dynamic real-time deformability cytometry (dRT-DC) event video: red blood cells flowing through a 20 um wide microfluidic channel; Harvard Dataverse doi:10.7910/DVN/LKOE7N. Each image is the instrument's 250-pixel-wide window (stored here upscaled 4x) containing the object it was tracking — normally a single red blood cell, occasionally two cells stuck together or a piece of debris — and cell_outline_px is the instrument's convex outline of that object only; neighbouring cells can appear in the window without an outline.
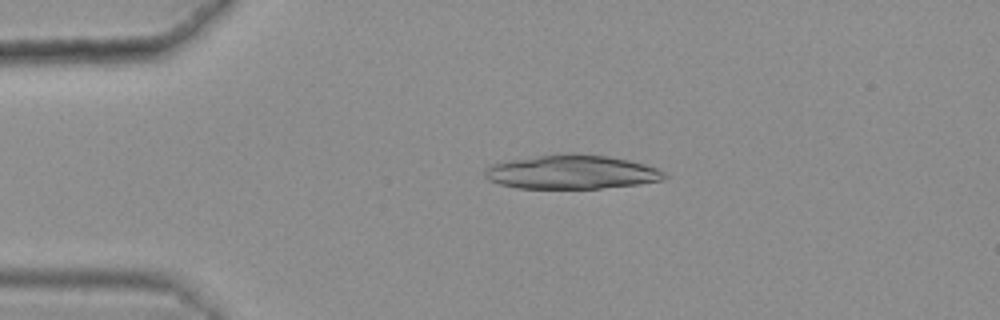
{"species": "common noctule bat (a hibernating species)", "species_latin": "Nyctalus noctula", "temperature_condition": "warm", "stored_images_in_passage": 48, "camera_frame_rate_fps": 3000, "um_per_image_px": 0.085, "animal": {"sex": "female", "body_mass_g": 25.1}, "frame": {"image": 1, "passage_image": 12, "time_ms": 3.667, "image_size_px": [1000, 320], "cell_outline_px": [[668, 176], [664, 180], [640, 184], [600, 188], [516, 188], [500, 184], [488, 180], [484, 176], [484, 172], [492, 164], [508, 160], [536, 156], [568, 152], [576, 152], [608, 156], [628, 160], [644, 164], [656, 168], [664, 172]], "centroid_in_image_um": [48.6, 14.61], "position_along_channel_um": 36.4, "area_um2": 35.78}}